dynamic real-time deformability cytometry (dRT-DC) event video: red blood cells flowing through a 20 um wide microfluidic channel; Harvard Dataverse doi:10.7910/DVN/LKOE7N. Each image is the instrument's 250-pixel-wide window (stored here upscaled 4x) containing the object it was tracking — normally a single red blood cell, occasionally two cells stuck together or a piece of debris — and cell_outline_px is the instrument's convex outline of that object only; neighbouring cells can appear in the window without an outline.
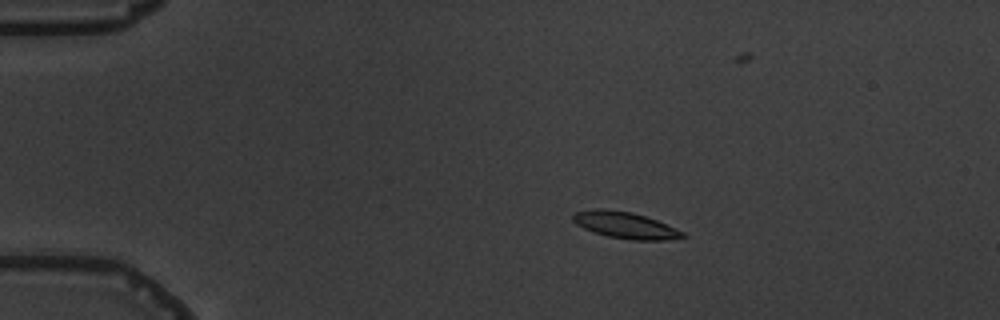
{"species": "common noctule bat (a hibernating species)", "species_latin": "Nyctalus noctula", "temperature_condition": "warm", "stored_images_in_passage": 7, "camera_frame_rate_fps": 3000, "um_per_image_px": 0.085, "animal": {"sex": "male", "body_mass_g": 19.5, "forearm_length_mm": 54.6}, "frame": {"image": 1, "passage_image": 4, "time_ms": 3.667, "image_size_px": [1000, 320], "cell_outline_px": [[688, 236], [668, 240], [632, 240], [608, 236], [592, 232], [576, 224], [572, 220], [572, 216], [576, 212], [596, 208], [600, 208], [632, 212], [656, 220], [676, 228], [684, 232]], "centroid_in_image_um": [53.15, 19.14], "position_along_channel_um": 31.9, "area_um2": 16.94}}